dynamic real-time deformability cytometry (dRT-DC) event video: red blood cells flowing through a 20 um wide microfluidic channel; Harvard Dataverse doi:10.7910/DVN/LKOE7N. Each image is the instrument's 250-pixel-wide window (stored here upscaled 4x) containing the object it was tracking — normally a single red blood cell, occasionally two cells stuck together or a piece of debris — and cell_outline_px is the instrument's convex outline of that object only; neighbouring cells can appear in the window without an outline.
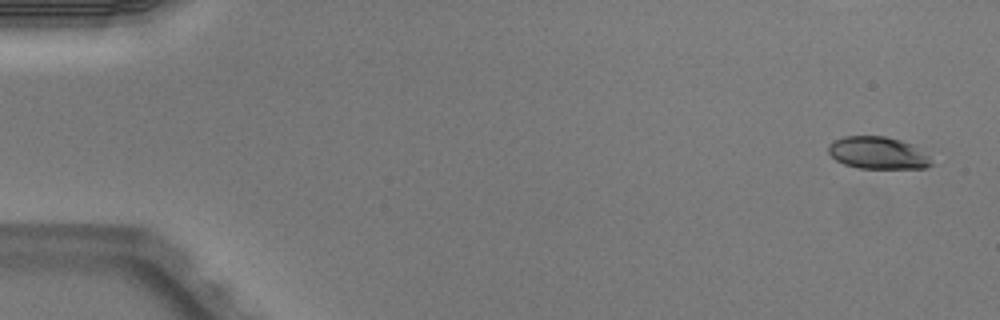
{"species": "Egyptian fruit bat (a non-hibernating species)", "species_latin": "Rousettus aegyptiacus", "temperature_condition": "warm", "stored_images_in_passage": 3, "camera_frame_rate_fps": 3000, "um_per_image_px": 0.085, "animal": {"sex": "male"}, "frame": {"image": 1, "passage_image": 1, "time_ms": 0.0, "image_size_px": [1000, 320], "cell_outline_px": [[936, 164], [924, 168], [856, 168], [844, 164], [836, 160], [828, 152], [828, 144], [832, 140], [844, 136], [884, 136], [900, 140], [912, 144], [928, 156]], "centroid_in_image_um": [74.6, 13.0], "position_along_channel_um": 10.4, "area_um2": 19.48}}